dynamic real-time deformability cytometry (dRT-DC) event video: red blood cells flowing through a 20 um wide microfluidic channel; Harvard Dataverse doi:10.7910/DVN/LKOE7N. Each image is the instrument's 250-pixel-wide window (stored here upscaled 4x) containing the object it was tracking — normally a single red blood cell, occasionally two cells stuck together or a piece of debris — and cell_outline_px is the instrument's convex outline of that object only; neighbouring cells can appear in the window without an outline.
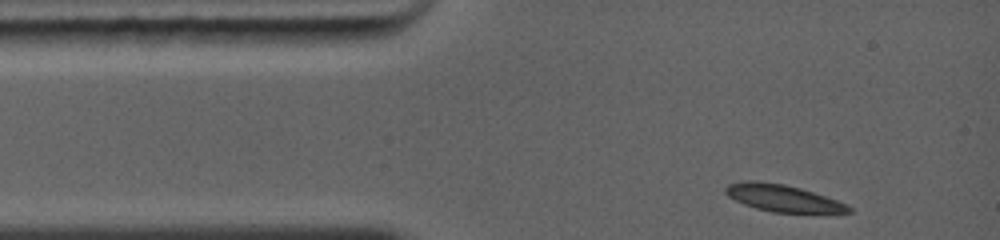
{"species": "common noctule bat (a hibernating species)", "species_latin": "Nyctalus noctula", "temperature_condition": "warm", "stored_images_in_passage": 38, "camera_frame_rate_fps": 5000, "um_per_image_px": 0.085, "animal": {"sex": "female", "body_mass_g": 19.0, "forearm_length_mm": 56.7}, "frame": {"image": 1, "passage_image": 1, "time_ms": 0.0, "image_size_px": [1000, 240], "cell_outline_px": [[852, 212], [828, 216], [772, 212], [756, 208], [744, 204], [728, 196], [724, 192], [724, 188], [728, 184], [744, 180], [760, 180], [784, 184], [800, 188], [836, 200], [852, 208]], "centroid_in_image_um": [66.62, 16.89], "position_along_channel_um": 18.4, "area_um2": 20.23}}
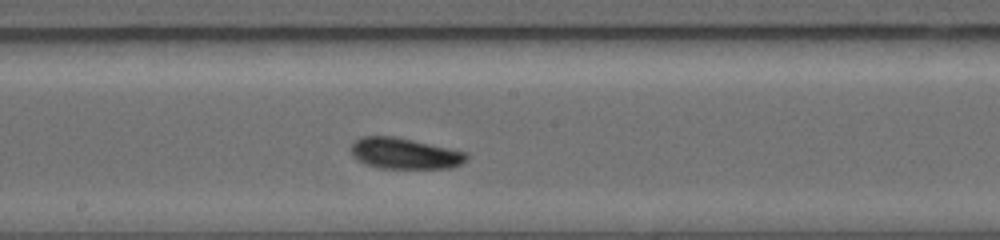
{"frame": {"image": 2, "passage_image": 22, "time_ms": 5.4, "image_size_px": [1000, 240], "cell_outline_px": [[468, 160], [452, 168], [380, 168], [364, 164], [356, 160], [352, 156], [352, 144], [356, 140], [364, 136], [392, 136], [412, 140], [468, 152]], "centroid_in_image_um": [34.41, 13.05], "position_along_channel_um": 213.8, "area_um2": 20.87}}
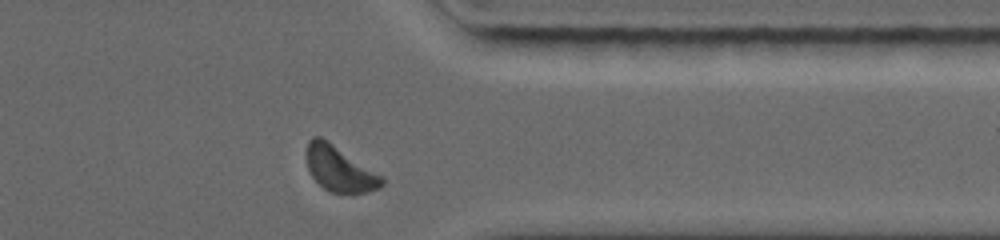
{"frame": {"image": 3, "passage_image": 37, "time_ms": 9.4, "image_size_px": [1000, 240], "cell_outline_px": [[384, 184], [380, 188], [368, 192], [352, 196], [332, 192], [324, 188], [312, 176], [308, 168], [308, 140], [312, 136], [320, 136], [384, 176]], "centroid_in_image_um": [28.93, 14.41], "position_along_channel_um": 382.5, "area_um2": 20.06}, "authors_computed_cell_mechanics": {"area_um2": 20.5768, "velocity_mm_per_s": 4.3132, "shape_relaxation_time_tau1_ms": 3.4732, "shape_relaxation_time_tau2_ms": 3.9702, "deformation_change_tau1": 0.0882, "deformation_change_tau2": 0.0919}}